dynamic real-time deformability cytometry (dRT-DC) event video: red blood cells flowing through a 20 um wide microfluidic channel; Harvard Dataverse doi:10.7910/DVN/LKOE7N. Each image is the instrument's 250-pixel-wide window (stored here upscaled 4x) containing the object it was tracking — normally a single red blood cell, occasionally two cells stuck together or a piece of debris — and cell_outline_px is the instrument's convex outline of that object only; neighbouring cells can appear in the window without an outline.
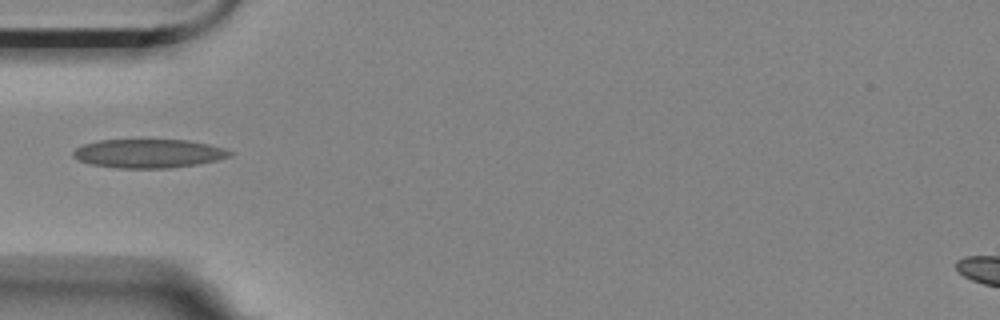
{"species": "Egyptian fruit bat (a non-hibernating species)", "species_latin": "Rousettus aegyptiacus", "temperature_condition": "room temperature", "stored_images_in_passage": 4, "camera_frame_rate_fps": 3000, "um_per_image_px": 0.085, "animal": {"sex": "female"}, "frame": {"image": 1, "passage_image": 4, "time_ms": 1.0, "image_size_px": [1000, 320], "cell_outline_px": [[232, 156], [200, 164], [172, 168], [120, 168], [92, 164], [80, 160], [72, 156], [72, 152], [76, 148], [84, 144], [100, 140], [188, 140], [208, 144], [224, 148], [232, 152]], "centroid_in_image_um": [12.66, 13.05], "position_along_channel_um": 72.3, "area_um2": 26.18}}